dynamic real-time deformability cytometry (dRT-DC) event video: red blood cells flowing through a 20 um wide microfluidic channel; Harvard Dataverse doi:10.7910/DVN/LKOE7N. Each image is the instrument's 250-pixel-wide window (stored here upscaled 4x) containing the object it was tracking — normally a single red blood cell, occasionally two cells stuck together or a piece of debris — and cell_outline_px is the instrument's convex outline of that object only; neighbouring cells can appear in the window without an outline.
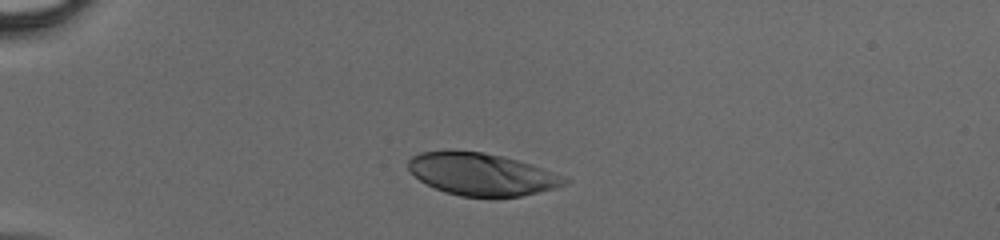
{"species": "human", "species_latin": "Homo sapiens", "temperature_condition": "cold", "stored_images_in_passage": 35, "camera_frame_rate_fps": 3000, "um_per_image_px": 0.085, "donor": {"sex": "male"}, "frame": {"image": 1, "passage_image": 1, "time_ms": 0.0, "image_size_px": [1000, 240], "cell_outline_px": [[572, 180], [564, 184], [552, 188], [520, 196], [460, 196], [444, 192], [420, 180], [408, 168], [408, 160], [412, 156], [420, 152], [452, 148], [484, 152], [504, 156], [564, 176]], "centroid_in_image_um": [40.87, 14.77], "position_along_channel_um": 44.1, "area_um2": 38.44}}
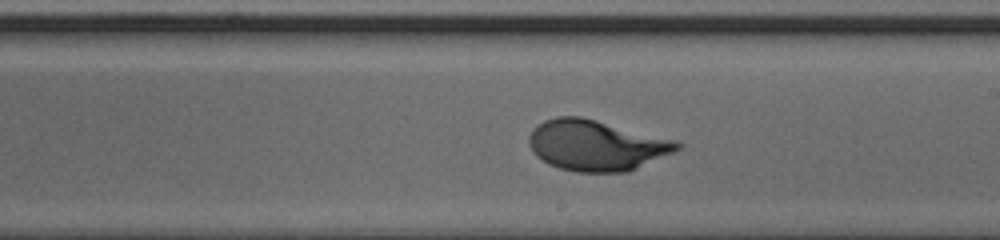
{"frame": {"image": 2, "passage_image": 17, "time_ms": 5.333, "image_size_px": [1000, 240], "cell_outline_px": [[684, 144], [676, 152], [628, 172], [576, 172], [560, 168], [548, 164], [536, 156], [528, 140], [528, 136], [532, 128], [544, 120], [556, 116], [580, 116], [680, 140]], "centroid_in_image_um": [50.74, 12.35], "position_along_channel_um": 238.3, "area_um2": 44.33}}
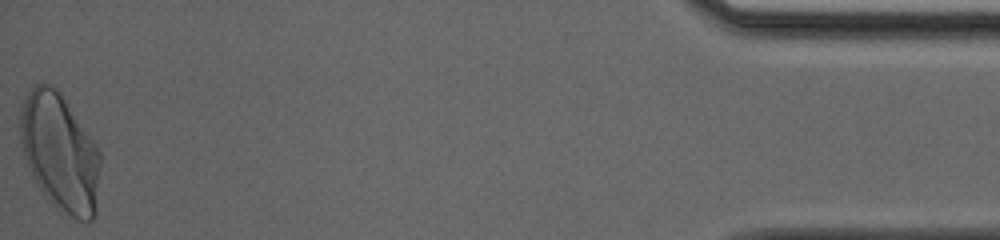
{"frame": {"image": 3, "passage_image": 35, "time_ms": 11.333, "image_size_px": [1000, 240], "cell_outline_px": [[100, 164], [96, 216], [92, 220], [80, 220], [60, 212], [48, 200], [36, 184], [24, 156], [20, 140], [20, 112], [24, 96], [36, 84], [52, 84], [60, 92], [96, 144], [100, 152]], "centroid_in_image_um": [5.09, 12.97], "position_along_channel_um": 430.1, "area_um2": 55.03}}